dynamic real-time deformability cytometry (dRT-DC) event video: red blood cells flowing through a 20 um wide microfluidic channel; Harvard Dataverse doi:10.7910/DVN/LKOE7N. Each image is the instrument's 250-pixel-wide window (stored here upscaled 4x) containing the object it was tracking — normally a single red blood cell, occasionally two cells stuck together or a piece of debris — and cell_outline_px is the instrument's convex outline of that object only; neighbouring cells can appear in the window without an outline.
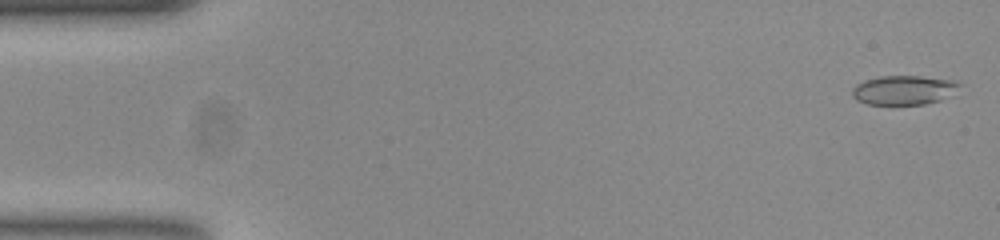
{"species": "common noctule bat (a hibernating species)", "species_latin": "Nyctalus noctula", "temperature_condition": "room temperature", "stored_images_in_passage": 53, "camera_frame_rate_fps": 3000, "um_per_image_px": 0.085, "animal": {"sex": "female", "body_mass_g": 23.0, "forearm_length_mm": 53.4}, "frame": {"image": 1, "passage_image": 1, "time_ms": 0.0, "image_size_px": [1000, 240], "cell_outline_px": [[964, 84], [940, 100], [924, 104], [868, 104], [856, 100], [852, 96], [852, 88], [856, 84], [864, 80], [880, 76], [920, 76], [960, 80]], "centroid_in_image_um": [76.83, 7.63], "position_along_channel_um": 8.2, "area_um2": 18.38}}
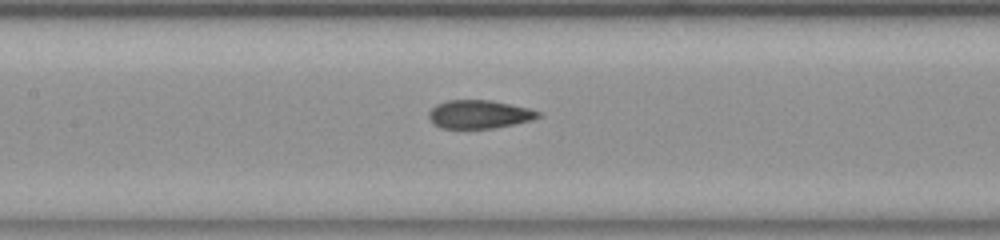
{"frame": {"image": 2, "passage_image": 24, "time_ms": 7.667, "image_size_px": [1000, 240], "cell_outline_px": [[544, 116], [532, 120], [492, 128], [440, 128], [428, 116], [428, 112], [436, 104], [448, 100], [492, 100], [528, 108], [540, 112]], "centroid_in_image_um": [40.75, 9.7], "position_along_channel_um": 166.6, "area_um2": 17.98}}
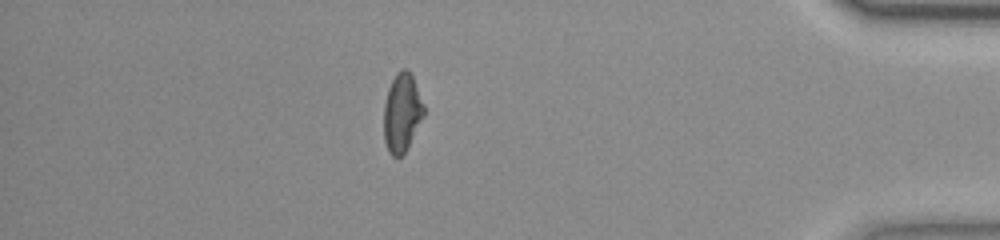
{"frame": {"image": 3, "passage_image": 46, "time_ms": 15.0, "image_size_px": [1000, 240], "cell_outline_px": [[424, 116], [404, 152], [400, 156], [392, 156], [388, 152], [384, 140], [384, 104], [388, 88], [396, 72], [400, 68], [408, 68], [412, 76], [424, 104]], "centroid_in_image_um": [34.15, 9.54], "position_along_channel_um": 401.0, "area_um2": 18.26}, "authors_computed_cell_mechanics": {"area_um2": 18.5538, "velocity_mm_per_s": 3.8067, "shape_relaxation_time_tau1_ms": null, "shape_relaxation_time_tau2_ms": 1.5565, "deformation_change_tau1": null, "deformation_change_tau2": 0.0573}}